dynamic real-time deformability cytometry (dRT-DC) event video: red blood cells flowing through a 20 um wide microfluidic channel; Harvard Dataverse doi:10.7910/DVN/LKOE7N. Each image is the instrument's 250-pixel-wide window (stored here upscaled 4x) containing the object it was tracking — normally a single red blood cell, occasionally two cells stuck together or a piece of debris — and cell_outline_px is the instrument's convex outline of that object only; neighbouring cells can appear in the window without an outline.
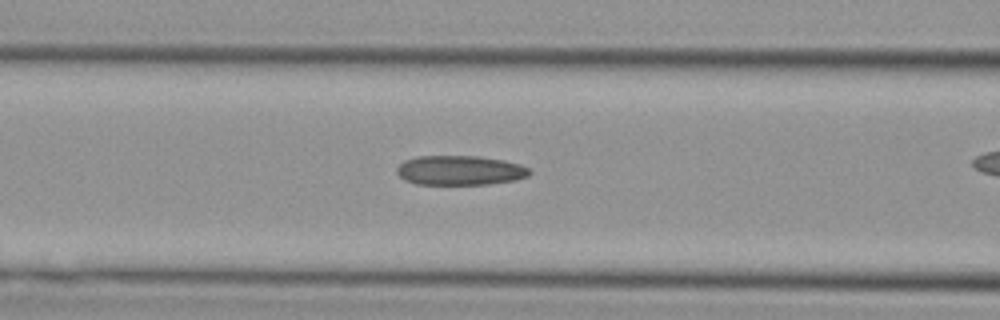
{"species": "Egyptian fruit bat (a non-hibernating species)", "species_latin": "Rousettus aegyptiacus", "temperature_condition": "cold", "stored_images_in_passage": 24, "camera_frame_rate_fps": 3000, "um_per_image_px": 0.085, "animal": {"sex": "female"}, "frame": {"image": 1, "passage_image": 6, "time_ms": 1.667, "image_size_px": [1000, 320], "cell_outline_px": [[532, 172], [528, 176], [516, 180], [488, 184], [416, 184], [404, 180], [396, 172], [396, 168], [404, 160], [416, 156], [476, 156], [504, 160], [520, 164], [528, 168]], "centroid_in_image_um": [39.09, 14.48], "position_along_channel_um": 127.5, "area_um2": 22.95}}
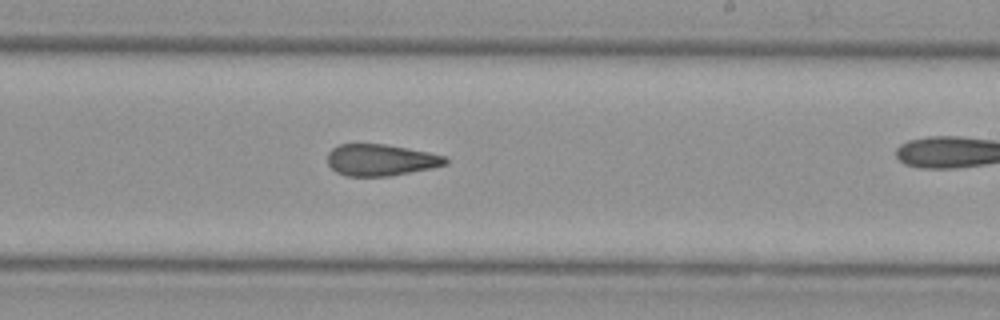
{"frame": {"image": 2, "passage_image": 15, "time_ms": 4.667, "image_size_px": [1000, 320], "cell_outline_px": [[448, 164], [432, 168], [388, 176], [344, 176], [336, 172], [328, 164], [328, 152], [332, 148], [340, 144], [384, 144], [408, 148], [428, 152], [444, 156], [448, 160]], "centroid_in_image_um": [32.35, 13.6], "position_along_channel_um": 256.6, "area_um2": 21.68}}
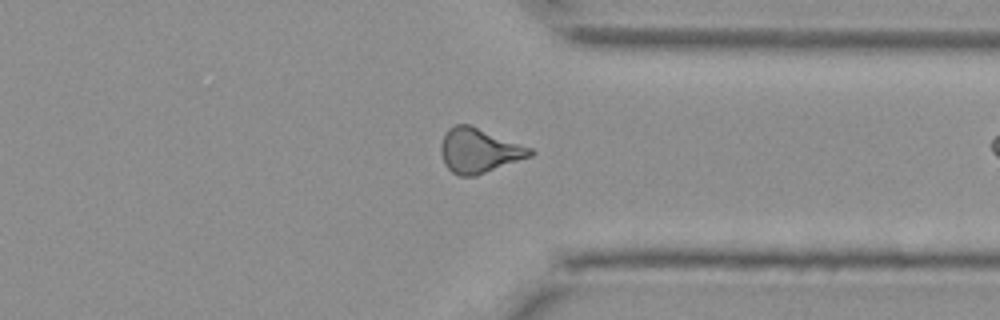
{"frame": {"image": 3, "passage_image": 23, "time_ms": 7.333, "image_size_px": [1000, 320], "cell_outline_px": [[536, 152], [532, 156], [476, 176], [460, 176], [452, 172], [444, 164], [440, 152], [440, 148], [444, 136], [448, 128], [456, 124], [472, 124], [532, 148]], "centroid_in_image_um": [40.73, 12.79], "position_along_channel_um": 370.7, "area_um2": 23.47}}